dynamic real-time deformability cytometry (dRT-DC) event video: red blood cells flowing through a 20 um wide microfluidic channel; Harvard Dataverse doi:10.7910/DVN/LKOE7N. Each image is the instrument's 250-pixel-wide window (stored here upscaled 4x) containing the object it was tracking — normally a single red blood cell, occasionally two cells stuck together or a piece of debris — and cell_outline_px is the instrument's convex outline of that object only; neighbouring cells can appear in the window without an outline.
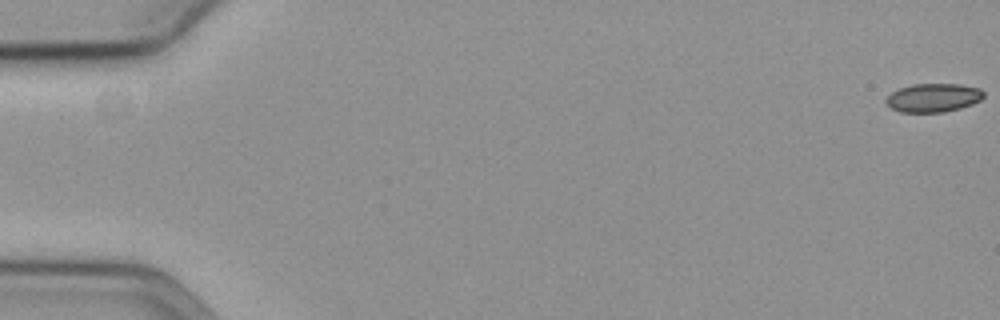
{"species": "common noctule bat (a hibernating species)", "species_latin": "Nyctalus noctula", "temperature_condition": "cold", "stored_images_in_passage": 4, "camera_frame_rate_fps": 3000, "um_per_image_px": 0.085, "animal": {"sex": "female", "body_mass_g": 19.3, "forearm_length_mm": 54.1}, "frame": {"image": 1, "passage_image": 1, "time_ms": 0.0, "image_size_px": [1000, 320], "cell_outline_px": [[984, 96], [980, 100], [972, 104], [960, 108], [944, 112], [900, 112], [892, 108], [884, 100], [892, 92], [900, 88], [912, 84], [960, 84], [980, 88], [984, 92]], "centroid_in_image_um": [79.35, 8.3], "position_along_channel_um": 5.7, "area_um2": 16.24}}